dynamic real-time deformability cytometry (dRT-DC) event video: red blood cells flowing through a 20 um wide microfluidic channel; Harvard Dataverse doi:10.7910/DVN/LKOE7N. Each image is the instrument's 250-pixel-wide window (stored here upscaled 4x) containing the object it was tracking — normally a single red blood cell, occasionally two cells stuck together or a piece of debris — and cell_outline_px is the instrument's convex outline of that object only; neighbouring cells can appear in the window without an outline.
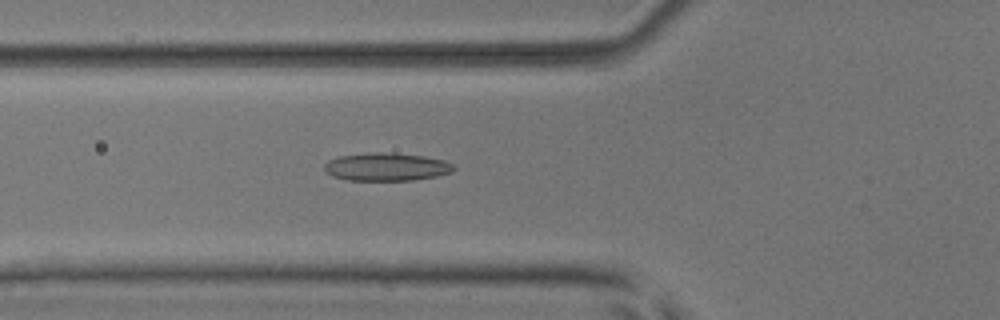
{"species": "common noctule bat (a hibernating species)", "species_latin": "Nyctalus noctula", "temperature_condition": "room temperature", "stored_images_in_passage": 41, "camera_frame_rate_fps": 3000, "um_per_image_px": 0.085, "animal": {"sex": "male", "body_mass_g": 17.9, "forearm_length_mm": 54.2}, "frame": {"image": 1, "passage_image": 10, "time_ms": 3.0, "image_size_px": [1000, 320], "cell_outline_px": [[456, 168], [452, 172], [436, 176], [412, 180], [348, 180], [332, 176], [324, 172], [324, 164], [328, 160], [340, 156], [368, 152], [392, 152], [424, 156], [444, 160], [452, 164]], "centroid_in_image_um": [32.83, 14.17], "position_along_channel_um": 93.0, "area_um2": 21.27}}
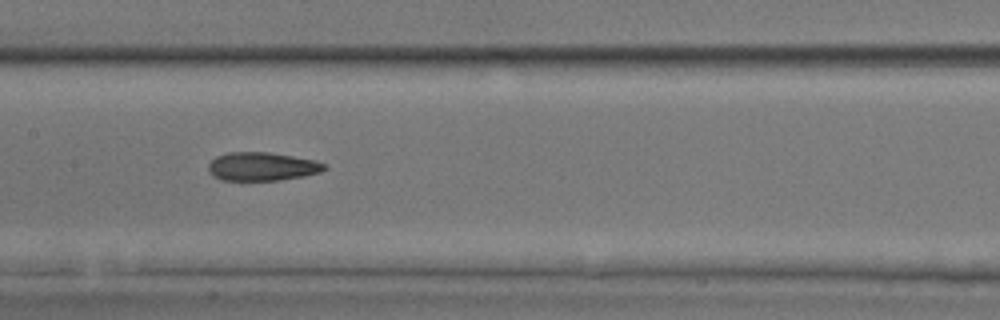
{"frame": {"image": 2, "passage_image": 17, "time_ms": 5.333, "image_size_px": [1000, 320], "cell_outline_px": [[328, 168], [320, 172], [304, 176], [280, 180], [220, 180], [212, 176], [208, 172], [208, 164], [216, 156], [228, 152], [268, 152], [316, 160], [328, 164]], "centroid_in_image_um": [22.28, 14.15], "position_along_channel_um": 185.1, "area_um2": 19.48}}
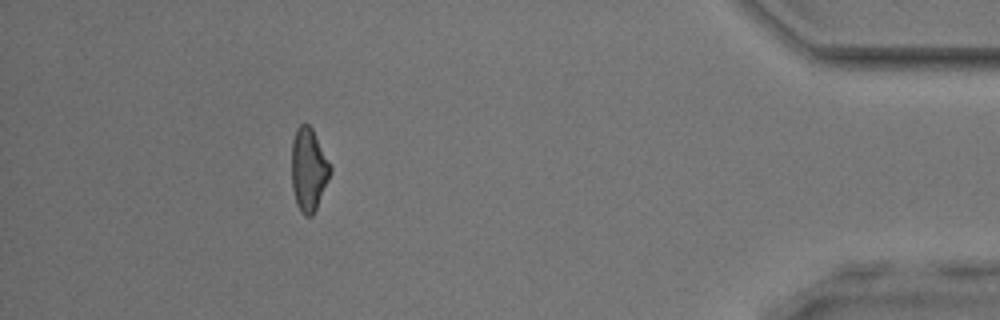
{"frame": {"image": 3, "passage_image": 38, "time_ms": 12.333, "image_size_px": [1000, 320], "cell_outline_px": [[332, 172], [316, 208], [312, 216], [304, 216], [300, 212], [296, 204], [292, 188], [292, 140], [296, 128], [300, 124], [308, 124], [312, 128], [332, 168]], "centroid_in_image_um": [26.22, 14.42], "position_along_channel_um": 409.0, "area_um2": 18.73}, "authors_computed_cell_mechanics": {"area_um2": 19.4786, "velocity_mm_per_s": 3.9398, "shape_relaxation_time_tau1_ms": 8.7888, "shape_relaxation_time_tau2_ms": 3.5204, "deformation_change_tau1": 0.1864, "deformation_change_tau2": 0.1244}}